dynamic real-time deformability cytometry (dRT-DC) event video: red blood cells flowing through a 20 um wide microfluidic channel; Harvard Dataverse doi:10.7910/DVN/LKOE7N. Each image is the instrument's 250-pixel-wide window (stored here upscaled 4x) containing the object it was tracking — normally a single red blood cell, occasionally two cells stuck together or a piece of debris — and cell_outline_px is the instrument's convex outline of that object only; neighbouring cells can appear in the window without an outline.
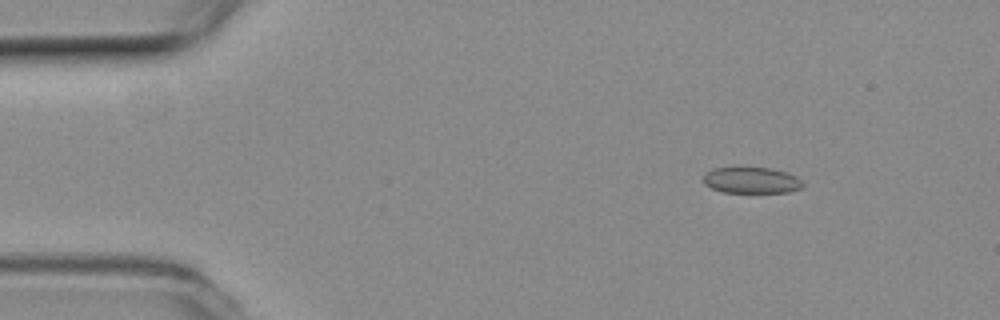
{"species": "common noctule bat (a hibernating species)", "species_latin": "Nyctalus noctula", "temperature_condition": "room temperature", "stored_images_in_passage": 50, "camera_frame_rate_fps": 3000, "um_per_image_px": 0.085, "animal": {"sex": "female", "body_mass_g": 19.3, "forearm_length_mm": 54.1}, "frame": {"image": 1, "passage_image": 3, "time_ms": 0.667, "image_size_px": [1000, 320], "cell_outline_px": [[804, 188], [788, 192], [724, 192], [712, 188], [704, 184], [704, 176], [712, 168], [740, 164], [772, 168], [788, 172], [796, 176], [804, 184]], "centroid_in_image_um": [63.88, 15.26], "position_along_channel_um": 21.1, "area_um2": 15.95}}
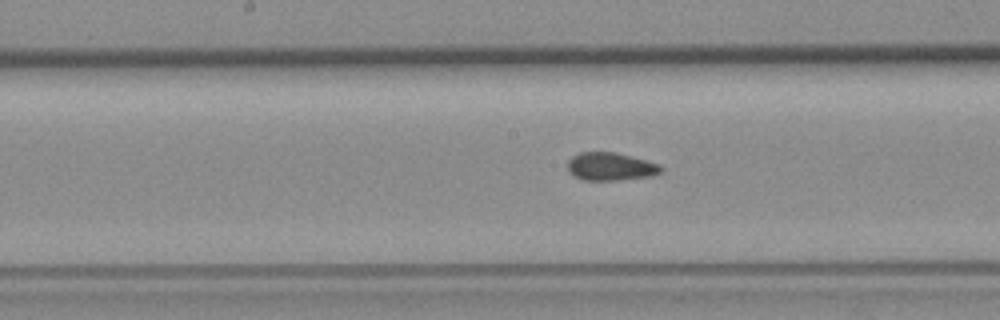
{"frame": {"image": 2, "passage_image": 23, "time_ms": 7.333, "image_size_px": [1000, 320], "cell_outline_px": [[664, 172], [652, 176], [620, 180], [580, 180], [572, 176], [568, 172], [568, 160], [572, 156], [580, 152], [616, 152], [660, 164], [664, 168]], "centroid_in_image_um": [51.91, 14.17], "position_along_channel_um": 196.3, "area_um2": 15.55}}
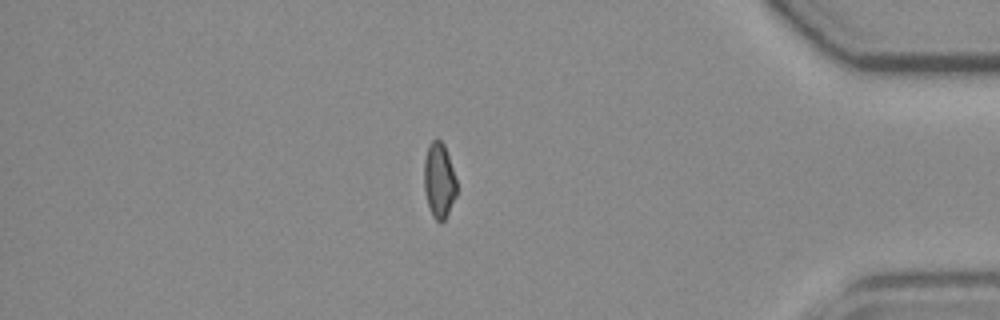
{"frame": {"image": 3, "passage_image": 42, "time_ms": 13.667, "image_size_px": [1000, 320], "cell_outline_px": [[456, 196], [444, 220], [440, 224], [432, 216], [428, 204], [424, 188], [424, 160], [428, 144], [432, 140], [440, 140], [444, 144], [456, 180]], "centroid_in_image_um": [37.3, 15.34], "position_along_channel_um": 397.9, "area_um2": 14.16}, "authors_computed_cell_mechanics": {"area_um2": 15.4904, "velocity_mm_per_s": 3.8016, "shape_relaxation_time_tau1_ms": null, "shape_relaxation_time_tau2_ms": 1.2225, "deformation_change_tau1": null, "deformation_change_tau2": 0.058}}